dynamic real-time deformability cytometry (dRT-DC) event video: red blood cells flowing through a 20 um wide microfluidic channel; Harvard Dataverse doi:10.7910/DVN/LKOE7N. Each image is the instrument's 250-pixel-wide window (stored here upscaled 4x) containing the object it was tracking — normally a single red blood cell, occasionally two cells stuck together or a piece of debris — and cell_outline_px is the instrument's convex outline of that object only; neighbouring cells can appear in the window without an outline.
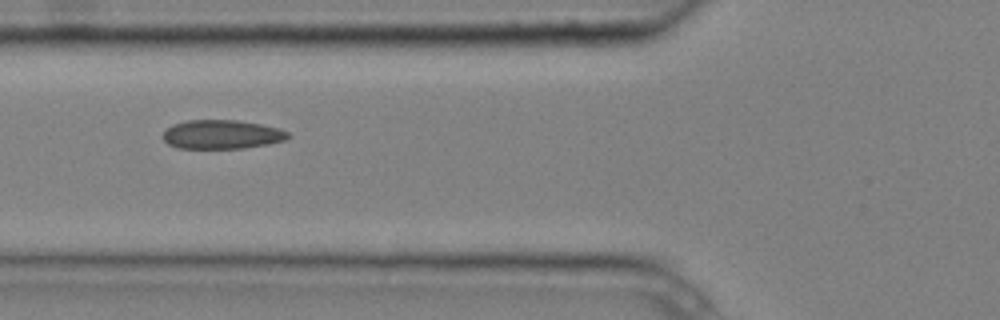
{"species": "common noctule bat (a hibernating species)", "species_latin": "Nyctalus noctula", "temperature_condition": "cold", "stored_images_in_passage": 8, "camera_frame_rate_fps": 3000, "um_per_image_px": 0.085, "animal": {"sex": "male", "body_mass_g": 20.4}, "frame": {"image": 1, "passage_image": 4, "time_ms": 1.0, "image_size_px": [1000, 320], "cell_outline_px": [[292, 136], [284, 140], [268, 144], [244, 148], [176, 148], [168, 144], [164, 140], [164, 132], [172, 124], [188, 120], [236, 120], [260, 124], [280, 128], [288, 132]], "centroid_in_image_um": [18.87, 11.43], "position_along_channel_um": 106.9, "area_um2": 21.1}}
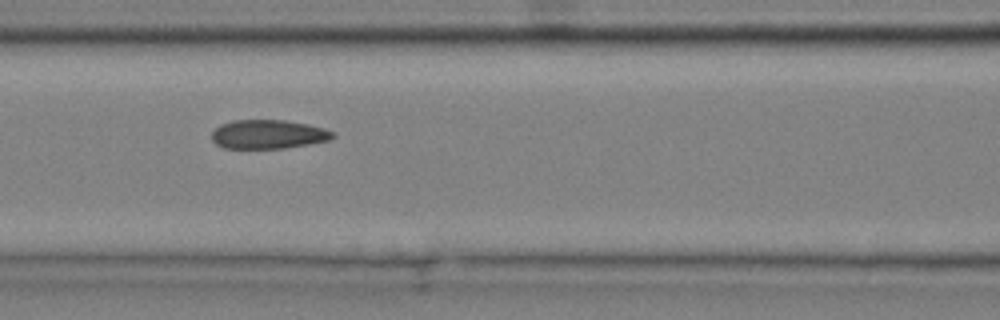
{"frame": {"image": 2, "passage_image": 5, "time_ms": 1.333, "image_size_px": [1000, 320], "cell_outline_px": [[336, 136], [328, 140], [308, 144], [284, 148], [224, 148], [216, 144], [212, 140], [212, 132], [220, 124], [232, 120], [284, 120], [308, 124], [324, 128], [336, 132]], "centroid_in_image_um": [22.8, 11.41], "position_along_channel_um": 143.8, "area_um2": 20.46}}
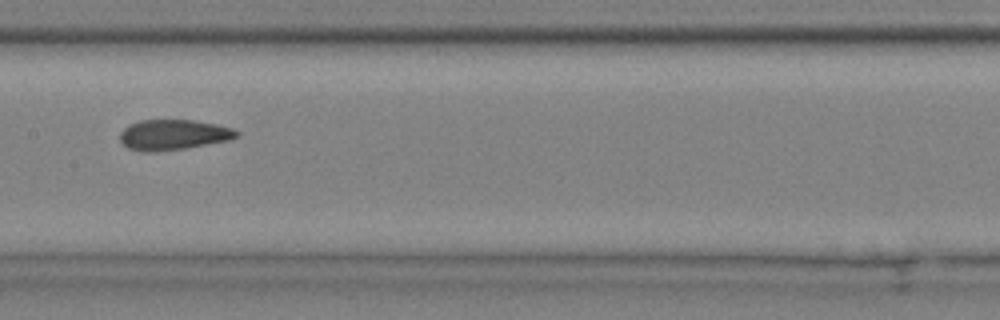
{"frame": {"image": 3, "passage_image": 6, "time_ms": 1.667, "image_size_px": [1000, 320], "cell_outline_px": [[240, 136], [232, 140], [184, 148], [156, 152], [144, 152], [128, 148], [120, 140], [120, 132], [128, 124], [140, 120], [196, 120], [216, 124], [232, 128], [240, 132]], "centroid_in_image_um": [14.76, 11.45], "position_along_channel_um": 192.6, "area_um2": 20.87}}